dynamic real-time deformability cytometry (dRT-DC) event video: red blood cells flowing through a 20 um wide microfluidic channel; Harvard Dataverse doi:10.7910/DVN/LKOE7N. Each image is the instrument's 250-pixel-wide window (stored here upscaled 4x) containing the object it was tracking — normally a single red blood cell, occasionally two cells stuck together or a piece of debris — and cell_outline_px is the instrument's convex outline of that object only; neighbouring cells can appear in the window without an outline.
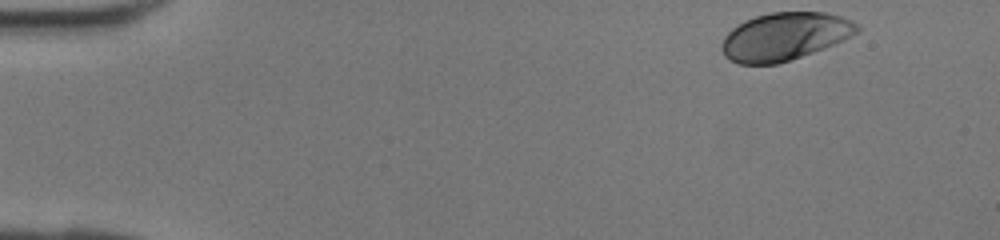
{"species": "human", "species_latin": "Homo sapiens", "temperature_condition": "room temperature", "stored_images_in_passage": 39, "camera_frame_rate_fps": 3000, "um_per_image_px": 0.085, "donor": {"sex": "female"}, "frame": {"image": 1, "passage_image": 1, "time_ms": 0.0, "image_size_px": [1000, 240], "cell_outline_px": [[860, 32], [824, 48], [776, 64], [740, 64], [728, 60], [724, 56], [720, 48], [720, 44], [724, 36], [732, 28], [744, 20], [756, 16], [772, 12], [824, 12], [840, 16], [852, 20], [860, 28]], "centroid_in_image_um": [66.66, 3.1], "position_along_channel_um": 18.3, "area_um2": 37.69}}
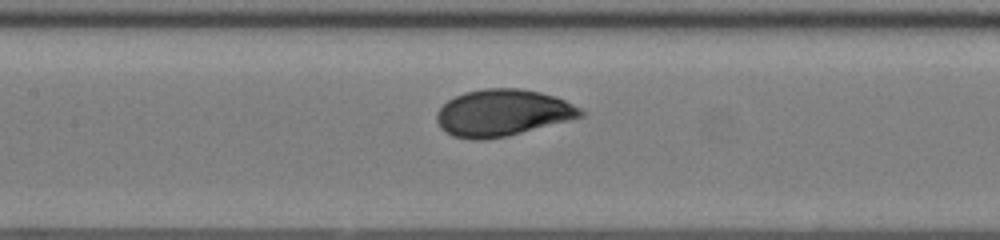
{"frame": {"image": 2, "passage_image": 17, "time_ms": 5.333, "image_size_px": [1000, 240], "cell_outline_px": [[588, 112], [584, 116], [508, 136], [484, 140], [472, 140], [452, 136], [444, 132], [440, 128], [436, 120], [436, 112], [448, 100], [464, 92], [484, 88], [520, 88], [540, 92], [564, 100]], "centroid_in_image_um": [42.69, 9.6], "position_along_channel_um": 164.7, "area_um2": 39.36}}
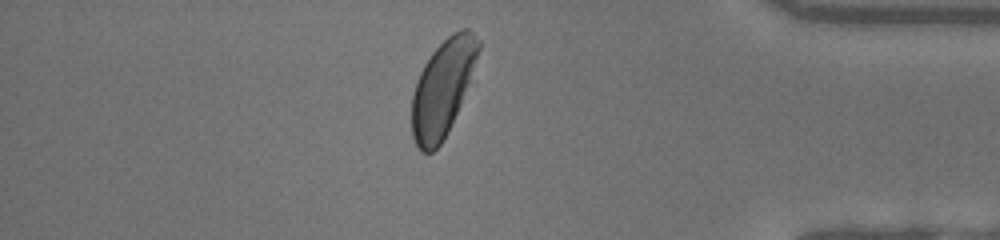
{"frame": {"image": 3, "passage_image": 33, "time_ms": 10.667, "image_size_px": [1000, 240], "cell_outline_px": [[480, 48], [460, 104], [440, 144], [432, 152], [420, 152], [412, 136], [412, 96], [420, 72], [424, 64], [432, 52], [452, 32], [460, 28], [468, 28], [480, 40]], "centroid_in_image_um": [37.6, 7.45], "position_along_channel_um": 397.6, "area_um2": 36.41}}